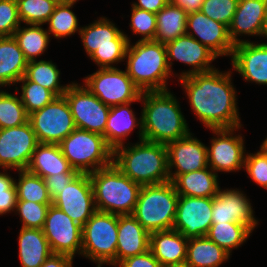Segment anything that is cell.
Returning a JSON list of instances; mask_svg holds the SVG:
<instances>
[{
    "instance_id": "45",
    "label": "cell",
    "mask_w": 267,
    "mask_h": 267,
    "mask_svg": "<svg viewBox=\"0 0 267 267\" xmlns=\"http://www.w3.org/2000/svg\"><path fill=\"white\" fill-rule=\"evenodd\" d=\"M20 25L17 0H0V37L12 36Z\"/></svg>"
},
{
    "instance_id": "53",
    "label": "cell",
    "mask_w": 267,
    "mask_h": 267,
    "mask_svg": "<svg viewBox=\"0 0 267 267\" xmlns=\"http://www.w3.org/2000/svg\"><path fill=\"white\" fill-rule=\"evenodd\" d=\"M260 149H267V137L265 140L262 142V145H260Z\"/></svg>"
},
{
    "instance_id": "49",
    "label": "cell",
    "mask_w": 267,
    "mask_h": 267,
    "mask_svg": "<svg viewBox=\"0 0 267 267\" xmlns=\"http://www.w3.org/2000/svg\"><path fill=\"white\" fill-rule=\"evenodd\" d=\"M170 0H137L132 3L133 7L157 14Z\"/></svg>"
},
{
    "instance_id": "9",
    "label": "cell",
    "mask_w": 267,
    "mask_h": 267,
    "mask_svg": "<svg viewBox=\"0 0 267 267\" xmlns=\"http://www.w3.org/2000/svg\"><path fill=\"white\" fill-rule=\"evenodd\" d=\"M118 242V214L96 211L82 227L81 256L101 267H116Z\"/></svg>"
},
{
    "instance_id": "5",
    "label": "cell",
    "mask_w": 267,
    "mask_h": 267,
    "mask_svg": "<svg viewBox=\"0 0 267 267\" xmlns=\"http://www.w3.org/2000/svg\"><path fill=\"white\" fill-rule=\"evenodd\" d=\"M97 211L132 214L141 185L124 175L114 163L89 174Z\"/></svg>"
},
{
    "instance_id": "17",
    "label": "cell",
    "mask_w": 267,
    "mask_h": 267,
    "mask_svg": "<svg viewBox=\"0 0 267 267\" xmlns=\"http://www.w3.org/2000/svg\"><path fill=\"white\" fill-rule=\"evenodd\" d=\"M213 197L179 195L173 229L185 238L206 236L212 225Z\"/></svg>"
},
{
    "instance_id": "26",
    "label": "cell",
    "mask_w": 267,
    "mask_h": 267,
    "mask_svg": "<svg viewBox=\"0 0 267 267\" xmlns=\"http://www.w3.org/2000/svg\"><path fill=\"white\" fill-rule=\"evenodd\" d=\"M188 238L174 229L150 233L149 250L162 266L186 262Z\"/></svg>"
},
{
    "instance_id": "1",
    "label": "cell",
    "mask_w": 267,
    "mask_h": 267,
    "mask_svg": "<svg viewBox=\"0 0 267 267\" xmlns=\"http://www.w3.org/2000/svg\"><path fill=\"white\" fill-rule=\"evenodd\" d=\"M232 72L218 69L179 78L195 116L205 128L242 127Z\"/></svg>"
},
{
    "instance_id": "22",
    "label": "cell",
    "mask_w": 267,
    "mask_h": 267,
    "mask_svg": "<svg viewBox=\"0 0 267 267\" xmlns=\"http://www.w3.org/2000/svg\"><path fill=\"white\" fill-rule=\"evenodd\" d=\"M266 20L267 0H239L232 22L228 27L232 43L237 45L248 42V39H240V35L262 37Z\"/></svg>"
},
{
    "instance_id": "43",
    "label": "cell",
    "mask_w": 267,
    "mask_h": 267,
    "mask_svg": "<svg viewBox=\"0 0 267 267\" xmlns=\"http://www.w3.org/2000/svg\"><path fill=\"white\" fill-rule=\"evenodd\" d=\"M130 28L133 34L141 35L138 40H154L156 32V14L131 6Z\"/></svg>"
},
{
    "instance_id": "16",
    "label": "cell",
    "mask_w": 267,
    "mask_h": 267,
    "mask_svg": "<svg viewBox=\"0 0 267 267\" xmlns=\"http://www.w3.org/2000/svg\"><path fill=\"white\" fill-rule=\"evenodd\" d=\"M52 204L66 213L75 223L84 226L86 221L97 211L89 174L79 173Z\"/></svg>"
},
{
    "instance_id": "18",
    "label": "cell",
    "mask_w": 267,
    "mask_h": 267,
    "mask_svg": "<svg viewBox=\"0 0 267 267\" xmlns=\"http://www.w3.org/2000/svg\"><path fill=\"white\" fill-rule=\"evenodd\" d=\"M169 179L208 167L207 146L190 132L185 137L166 144ZM175 168V171L173 169ZM173 171V172H172Z\"/></svg>"
},
{
    "instance_id": "44",
    "label": "cell",
    "mask_w": 267,
    "mask_h": 267,
    "mask_svg": "<svg viewBox=\"0 0 267 267\" xmlns=\"http://www.w3.org/2000/svg\"><path fill=\"white\" fill-rule=\"evenodd\" d=\"M244 169L257 185L267 190V157L261 150L246 153Z\"/></svg>"
},
{
    "instance_id": "12",
    "label": "cell",
    "mask_w": 267,
    "mask_h": 267,
    "mask_svg": "<svg viewBox=\"0 0 267 267\" xmlns=\"http://www.w3.org/2000/svg\"><path fill=\"white\" fill-rule=\"evenodd\" d=\"M63 96L69 104L76 128L104 136L110 106L75 82L69 84Z\"/></svg>"
},
{
    "instance_id": "3",
    "label": "cell",
    "mask_w": 267,
    "mask_h": 267,
    "mask_svg": "<svg viewBox=\"0 0 267 267\" xmlns=\"http://www.w3.org/2000/svg\"><path fill=\"white\" fill-rule=\"evenodd\" d=\"M113 163L141 186L170 181L167 148L162 143L142 140L119 146L113 151Z\"/></svg>"
},
{
    "instance_id": "55",
    "label": "cell",
    "mask_w": 267,
    "mask_h": 267,
    "mask_svg": "<svg viewBox=\"0 0 267 267\" xmlns=\"http://www.w3.org/2000/svg\"><path fill=\"white\" fill-rule=\"evenodd\" d=\"M264 154L265 156L267 157V149H260Z\"/></svg>"
},
{
    "instance_id": "23",
    "label": "cell",
    "mask_w": 267,
    "mask_h": 267,
    "mask_svg": "<svg viewBox=\"0 0 267 267\" xmlns=\"http://www.w3.org/2000/svg\"><path fill=\"white\" fill-rule=\"evenodd\" d=\"M234 71L245 81L267 85V45L264 43L243 42L234 45L231 56Z\"/></svg>"
},
{
    "instance_id": "19",
    "label": "cell",
    "mask_w": 267,
    "mask_h": 267,
    "mask_svg": "<svg viewBox=\"0 0 267 267\" xmlns=\"http://www.w3.org/2000/svg\"><path fill=\"white\" fill-rule=\"evenodd\" d=\"M167 52V61L169 69L172 72V64L174 60L180 61L185 65L192 66V70L178 74V78L198 74L201 72L211 71L214 68L210 65L218 56L208 47L197 41L187 34L176 38L175 40L165 44Z\"/></svg>"
},
{
    "instance_id": "48",
    "label": "cell",
    "mask_w": 267,
    "mask_h": 267,
    "mask_svg": "<svg viewBox=\"0 0 267 267\" xmlns=\"http://www.w3.org/2000/svg\"><path fill=\"white\" fill-rule=\"evenodd\" d=\"M118 267H161L160 262L154 257L153 253L148 250L143 254L128 257L122 260Z\"/></svg>"
},
{
    "instance_id": "24",
    "label": "cell",
    "mask_w": 267,
    "mask_h": 267,
    "mask_svg": "<svg viewBox=\"0 0 267 267\" xmlns=\"http://www.w3.org/2000/svg\"><path fill=\"white\" fill-rule=\"evenodd\" d=\"M150 233L132 214L118 215L116 267L124 259L149 250Z\"/></svg>"
},
{
    "instance_id": "46",
    "label": "cell",
    "mask_w": 267,
    "mask_h": 267,
    "mask_svg": "<svg viewBox=\"0 0 267 267\" xmlns=\"http://www.w3.org/2000/svg\"><path fill=\"white\" fill-rule=\"evenodd\" d=\"M0 172V215L15 212L17 192L15 180L7 173V169Z\"/></svg>"
},
{
    "instance_id": "7",
    "label": "cell",
    "mask_w": 267,
    "mask_h": 267,
    "mask_svg": "<svg viewBox=\"0 0 267 267\" xmlns=\"http://www.w3.org/2000/svg\"><path fill=\"white\" fill-rule=\"evenodd\" d=\"M79 35L86 54L99 68H114V64L125 60L131 40L109 19L101 17L81 27Z\"/></svg>"
},
{
    "instance_id": "21",
    "label": "cell",
    "mask_w": 267,
    "mask_h": 267,
    "mask_svg": "<svg viewBox=\"0 0 267 267\" xmlns=\"http://www.w3.org/2000/svg\"><path fill=\"white\" fill-rule=\"evenodd\" d=\"M186 34L208 47L218 57L232 56L234 44L229 37L228 27L201 11L188 13Z\"/></svg>"
},
{
    "instance_id": "20",
    "label": "cell",
    "mask_w": 267,
    "mask_h": 267,
    "mask_svg": "<svg viewBox=\"0 0 267 267\" xmlns=\"http://www.w3.org/2000/svg\"><path fill=\"white\" fill-rule=\"evenodd\" d=\"M250 200L239 189L219 188L213 197L212 224L233 222L245 225L251 232L258 225Z\"/></svg>"
},
{
    "instance_id": "36",
    "label": "cell",
    "mask_w": 267,
    "mask_h": 267,
    "mask_svg": "<svg viewBox=\"0 0 267 267\" xmlns=\"http://www.w3.org/2000/svg\"><path fill=\"white\" fill-rule=\"evenodd\" d=\"M78 0H61L55 7L54 12L45 24H48V32L55 38H66L79 33V22L75 13L70 10Z\"/></svg>"
},
{
    "instance_id": "54",
    "label": "cell",
    "mask_w": 267,
    "mask_h": 267,
    "mask_svg": "<svg viewBox=\"0 0 267 267\" xmlns=\"http://www.w3.org/2000/svg\"><path fill=\"white\" fill-rule=\"evenodd\" d=\"M262 37L267 38V20H266L265 29H264V33H263V36ZM264 44L267 45V43H264Z\"/></svg>"
},
{
    "instance_id": "25",
    "label": "cell",
    "mask_w": 267,
    "mask_h": 267,
    "mask_svg": "<svg viewBox=\"0 0 267 267\" xmlns=\"http://www.w3.org/2000/svg\"><path fill=\"white\" fill-rule=\"evenodd\" d=\"M131 104L110 107L104 139L113 151L126 143L124 140H127L126 138L130 136L129 134H131L135 127H139V140H143L142 118L138 119L135 117L134 112L129 108Z\"/></svg>"
},
{
    "instance_id": "51",
    "label": "cell",
    "mask_w": 267,
    "mask_h": 267,
    "mask_svg": "<svg viewBox=\"0 0 267 267\" xmlns=\"http://www.w3.org/2000/svg\"><path fill=\"white\" fill-rule=\"evenodd\" d=\"M170 2L180 7L188 14L200 11L204 0H170Z\"/></svg>"
},
{
    "instance_id": "52",
    "label": "cell",
    "mask_w": 267,
    "mask_h": 267,
    "mask_svg": "<svg viewBox=\"0 0 267 267\" xmlns=\"http://www.w3.org/2000/svg\"><path fill=\"white\" fill-rule=\"evenodd\" d=\"M161 267H188L186 263H178V264H170V265H165Z\"/></svg>"
},
{
    "instance_id": "14",
    "label": "cell",
    "mask_w": 267,
    "mask_h": 267,
    "mask_svg": "<svg viewBox=\"0 0 267 267\" xmlns=\"http://www.w3.org/2000/svg\"><path fill=\"white\" fill-rule=\"evenodd\" d=\"M53 254L81 255L82 227L51 204L42 228Z\"/></svg>"
},
{
    "instance_id": "39",
    "label": "cell",
    "mask_w": 267,
    "mask_h": 267,
    "mask_svg": "<svg viewBox=\"0 0 267 267\" xmlns=\"http://www.w3.org/2000/svg\"><path fill=\"white\" fill-rule=\"evenodd\" d=\"M60 0H17L21 23L43 25L54 12Z\"/></svg>"
},
{
    "instance_id": "47",
    "label": "cell",
    "mask_w": 267,
    "mask_h": 267,
    "mask_svg": "<svg viewBox=\"0 0 267 267\" xmlns=\"http://www.w3.org/2000/svg\"><path fill=\"white\" fill-rule=\"evenodd\" d=\"M79 174L78 171L72 169L69 173H60L58 175H50L44 178L47 192L51 200H53L67 185Z\"/></svg>"
},
{
    "instance_id": "37",
    "label": "cell",
    "mask_w": 267,
    "mask_h": 267,
    "mask_svg": "<svg viewBox=\"0 0 267 267\" xmlns=\"http://www.w3.org/2000/svg\"><path fill=\"white\" fill-rule=\"evenodd\" d=\"M18 182L15 180L17 201H31L39 204H52L45 181L42 177L27 170H18Z\"/></svg>"
},
{
    "instance_id": "15",
    "label": "cell",
    "mask_w": 267,
    "mask_h": 267,
    "mask_svg": "<svg viewBox=\"0 0 267 267\" xmlns=\"http://www.w3.org/2000/svg\"><path fill=\"white\" fill-rule=\"evenodd\" d=\"M241 127L211 129L216 138L207 146L208 166L217 172H235L244 168L246 148L244 139L234 135Z\"/></svg>"
},
{
    "instance_id": "41",
    "label": "cell",
    "mask_w": 267,
    "mask_h": 267,
    "mask_svg": "<svg viewBox=\"0 0 267 267\" xmlns=\"http://www.w3.org/2000/svg\"><path fill=\"white\" fill-rule=\"evenodd\" d=\"M51 204L17 201L15 212L20 215L23 228L42 229Z\"/></svg>"
},
{
    "instance_id": "2",
    "label": "cell",
    "mask_w": 267,
    "mask_h": 267,
    "mask_svg": "<svg viewBox=\"0 0 267 267\" xmlns=\"http://www.w3.org/2000/svg\"><path fill=\"white\" fill-rule=\"evenodd\" d=\"M140 98L143 140L166 145L190 133L179 101L170 90L145 91Z\"/></svg>"
},
{
    "instance_id": "6",
    "label": "cell",
    "mask_w": 267,
    "mask_h": 267,
    "mask_svg": "<svg viewBox=\"0 0 267 267\" xmlns=\"http://www.w3.org/2000/svg\"><path fill=\"white\" fill-rule=\"evenodd\" d=\"M178 199L172 181L142 186L132 215L149 233L173 229Z\"/></svg>"
},
{
    "instance_id": "31",
    "label": "cell",
    "mask_w": 267,
    "mask_h": 267,
    "mask_svg": "<svg viewBox=\"0 0 267 267\" xmlns=\"http://www.w3.org/2000/svg\"><path fill=\"white\" fill-rule=\"evenodd\" d=\"M229 258L230 254L207 236L188 239L185 262L188 267H219Z\"/></svg>"
},
{
    "instance_id": "4",
    "label": "cell",
    "mask_w": 267,
    "mask_h": 267,
    "mask_svg": "<svg viewBox=\"0 0 267 267\" xmlns=\"http://www.w3.org/2000/svg\"><path fill=\"white\" fill-rule=\"evenodd\" d=\"M128 43L125 54L126 71L133 83L145 91H164L169 76H173L167 61L165 44L154 40Z\"/></svg>"
},
{
    "instance_id": "38",
    "label": "cell",
    "mask_w": 267,
    "mask_h": 267,
    "mask_svg": "<svg viewBox=\"0 0 267 267\" xmlns=\"http://www.w3.org/2000/svg\"><path fill=\"white\" fill-rule=\"evenodd\" d=\"M29 114L20 96L0 90V129L12 128L28 122Z\"/></svg>"
},
{
    "instance_id": "8",
    "label": "cell",
    "mask_w": 267,
    "mask_h": 267,
    "mask_svg": "<svg viewBox=\"0 0 267 267\" xmlns=\"http://www.w3.org/2000/svg\"><path fill=\"white\" fill-rule=\"evenodd\" d=\"M59 145L63 156L79 173L90 174L113 163V150L101 134L76 128Z\"/></svg>"
},
{
    "instance_id": "50",
    "label": "cell",
    "mask_w": 267,
    "mask_h": 267,
    "mask_svg": "<svg viewBox=\"0 0 267 267\" xmlns=\"http://www.w3.org/2000/svg\"><path fill=\"white\" fill-rule=\"evenodd\" d=\"M73 257L64 254H52L41 267H72Z\"/></svg>"
},
{
    "instance_id": "28",
    "label": "cell",
    "mask_w": 267,
    "mask_h": 267,
    "mask_svg": "<svg viewBox=\"0 0 267 267\" xmlns=\"http://www.w3.org/2000/svg\"><path fill=\"white\" fill-rule=\"evenodd\" d=\"M73 168L63 156L59 144L39 143L35 148L27 171L42 177L69 173Z\"/></svg>"
},
{
    "instance_id": "33",
    "label": "cell",
    "mask_w": 267,
    "mask_h": 267,
    "mask_svg": "<svg viewBox=\"0 0 267 267\" xmlns=\"http://www.w3.org/2000/svg\"><path fill=\"white\" fill-rule=\"evenodd\" d=\"M12 36L28 61L36 60L46 51L51 37L47 29L36 24L20 25Z\"/></svg>"
},
{
    "instance_id": "35",
    "label": "cell",
    "mask_w": 267,
    "mask_h": 267,
    "mask_svg": "<svg viewBox=\"0 0 267 267\" xmlns=\"http://www.w3.org/2000/svg\"><path fill=\"white\" fill-rule=\"evenodd\" d=\"M251 233L245 225L225 222L212 224L206 236L231 255L232 250L246 242Z\"/></svg>"
},
{
    "instance_id": "27",
    "label": "cell",
    "mask_w": 267,
    "mask_h": 267,
    "mask_svg": "<svg viewBox=\"0 0 267 267\" xmlns=\"http://www.w3.org/2000/svg\"><path fill=\"white\" fill-rule=\"evenodd\" d=\"M28 60L13 36L0 37V88L18 84L26 72Z\"/></svg>"
},
{
    "instance_id": "13",
    "label": "cell",
    "mask_w": 267,
    "mask_h": 267,
    "mask_svg": "<svg viewBox=\"0 0 267 267\" xmlns=\"http://www.w3.org/2000/svg\"><path fill=\"white\" fill-rule=\"evenodd\" d=\"M38 144L29 121L17 127L0 129V168L26 170Z\"/></svg>"
},
{
    "instance_id": "29",
    "label": "cell",
    "mask_w": 267,
    "mask_h": 267,
    "mask_svg": "<svg viewBox=\"0 0 267 267\" xmlns=\"http://www.w3.org/2000/svg\"><path fill=\"white\" fill-rule=\"evenodd\" d=\"M179 195L192 197H214L220 186L218 174L207 168L180 174L172 181Z\"/></svg>"
},
{
    "instance_id": "30",
    "label": "cell",
    "mask_w": 267,
    "mask_h": 267,
    "mask_svg": "<svg viewBox=\"0 0 267 267\" xmlns=\"http://www.w3.org/2000/svg\"><path fill=\"white\" fill-rule=\"evenodd\" d=\"M18 239L22 267H41L53 254L42 229L21 227Z\"/></svg>"
},
{
    "instance_id": "32",
    "label": "cell",
    "mask_w": 267,
    "mask_h": 267,
    "mask_svg": "<svg viewBox=\"0 0 267 267\" xmlns=\"http://www.w3.org/2000/svg\"><path fill=\"white\" fill-rule=\"evenodd\" d=\"M187 13L169 2L156 14L154 41L167 44L186 34Z\"/></svg>"
},
{
    "instance_id": "11",
    "label": "cell",
    "mask_w": 267,
    "mask_h": 267,
    "mask_svg": "<svg viewBox=\"0 0 267 267\" xmlns=\"http://www.w3.org/2000/svg\"><path fill=\"white\" fill-rule=\"evenodd\" d=\"M28 121L39 143L59 144L76 129L64 96L56 97L42 109L30 113Z\"/></svg>"
},
{
    "instance_id": "34",
    "label": "cell",
    "mask_w": 267,
    "mask_h": 267,
    "mask_svg": "<svg viewBox=\"0 0 267 267\" xmlns=\"http://www.w3.org/2000/svg\"><path fill=\"white\" fill-rule=\"evenodd\" d=\"M29 81L37 83L52 91L57 97H61L66 92L67 85H60V71L51 60L28 61L24 75Z\"/></svg>"
},
{
    "instance_id": "10",
    "label": "cell",
    "mask_w": 267,
    "mask_h": 267,
    "mask_svg": "<svg viewBox=\"0 0 267 267\" xmlns=\"http://www.w3.org/2000/svg\"><path fill=\"white\" fill-rule=\"evenodd\" d=\"M84 87L107 106L141 102V91L128 76L127 71L98 68L83 79Z\"/></svg>"
},
{
    "instance_id": "42",
    "label": "cell",
    "mask_w": 267,
    "mask_h": 267,
    "mask_svg": "<svg viewBox=\"0 0 267 267\" xmlns=\"http://www.w3.org/2000/svg\"><path fill=\"white\" fill-rule=\"evenodd\" d=\"M239 0H204L200 11L214 21L230 26Z\"/></svg>"
},
{
    "instance_id": "40",
    "label": "cell",
    "mask_w": 267,
    "mask_h": 267,
    "mask_svg": "<svg viewBox=\"0 0 267 267\" xmlns=\"http://www.w3.org/2000/svg\"><path fill=\"white\" fill-rule=\"evenodd\" d=\"M21 82L22 85L20 87L22 94L20 98L28 114L38 109H42L57 97L52 91L37 83L29 81L25 76L18 81V83Z\"/></svg>"
}]
</instances>
